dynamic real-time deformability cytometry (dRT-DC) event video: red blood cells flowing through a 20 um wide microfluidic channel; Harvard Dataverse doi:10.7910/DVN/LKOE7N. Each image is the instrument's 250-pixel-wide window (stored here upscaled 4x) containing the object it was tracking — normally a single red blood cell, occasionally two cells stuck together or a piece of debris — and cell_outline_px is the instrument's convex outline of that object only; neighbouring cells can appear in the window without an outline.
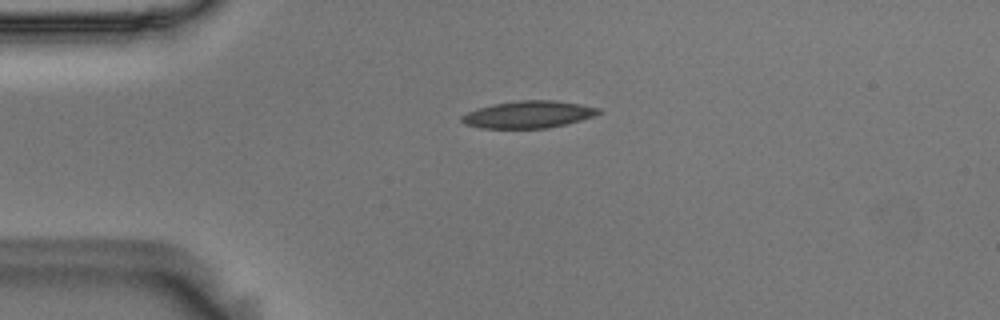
{"species": "Egyptian fruit bat (a non-hibernating species)", "species_latin": "Rousettus aegyptiacus", "temperature_condition": "room temperature", "stored_images_in_passage": 43, "camera_frame_rate_fps": 3000, "um_per_image_px": 0.085, "animal": {"sex": "male"}, "frame": {"image": 1, "passage_image": 1, "time_ms": 0.0, "image_size_px": [1000, 320], "cell_outline_px": [[604, 112], [580, 120], [548, 128], [480, 128], [464, 124], [460, 120], [460, 116], [468, 112], [492, 104], [520, 100], [556, 100], [580, 104], [600, 108]], "centroid_in_image_um": [44.91, 9.73], "position_along_channel_um": 40.1, "area_um2": 21.62}}
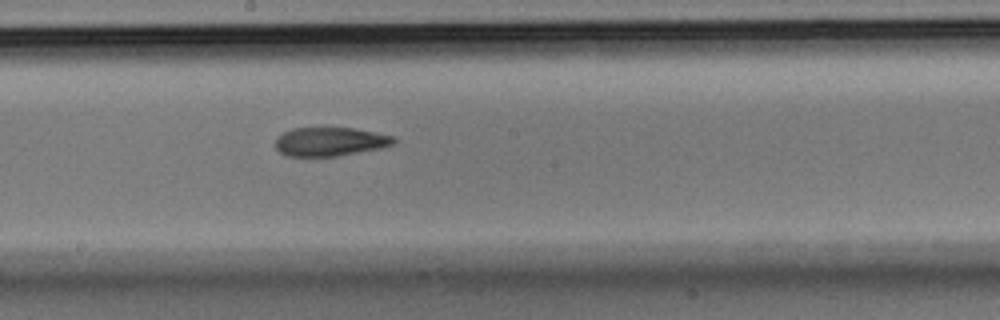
{"frame": {"image": 2, "passage_image": 18, "time_ms": 5.667, "image_size_px": [1000, 320], "cell_outline_px": [[396, 140], [392, 144], [380, 148], [336, 156], [284, 156], [276, 148], [276, 136], [292, 128], [352, 128], [392, 136]], "centroid_in_image_um": [27.99, 12.04], "position_along_channel_um": 220.2, "area_um2": 19.59}}
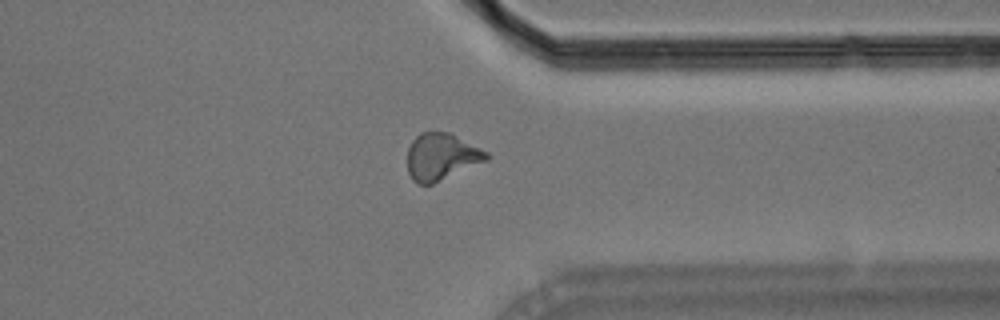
{"frame": {"image": 3, "passage_image": 31, "time_ms": 10.0, "image_size_px": [1000, 320], "cell_outline_px": [[492, 156], [488, 160], [432, 184], [416, 184], [412, 180], [408, 172], [408, 148], [412, 140], [420, 132], [452, 132], [488, 152]], "centroid_in_image_um": [37.54, 13.31], "position_along_channel_um": 373.9, "area_um2": 21.85}, "authors_computed_cell_mechanics": {"area_um2": 21.1548, "velocity_mm_per_s": 3.6112, "shape_relaxation_time_tau1_ms": 7.9596, "shape_relaxation_time_tau2_ms": 3.8901, "deformation_change_tau1": 0.1889, "deformation_change_tau2": 0.1215}}